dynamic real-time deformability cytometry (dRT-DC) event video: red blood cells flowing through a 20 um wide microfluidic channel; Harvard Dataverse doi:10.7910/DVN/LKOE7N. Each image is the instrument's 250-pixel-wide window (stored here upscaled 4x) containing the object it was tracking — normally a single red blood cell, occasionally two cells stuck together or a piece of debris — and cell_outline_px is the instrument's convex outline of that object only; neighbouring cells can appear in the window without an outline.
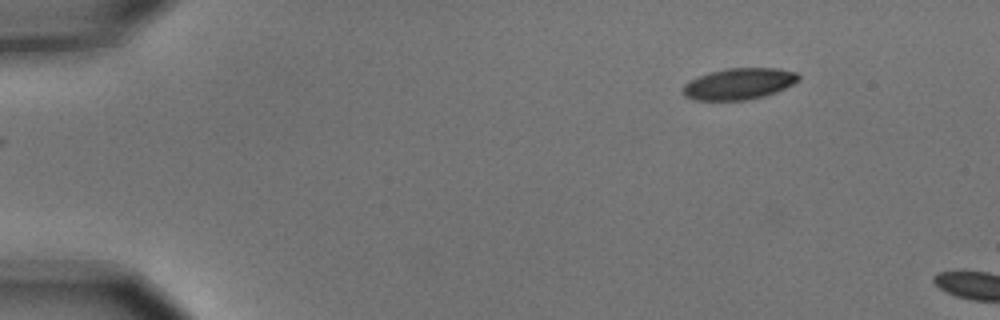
{"species": "common noctule bat (a hibernating species)", "species_latin": "Nyctalus noctula", "temperature_condition": "cold", "stored_images_in_passage": 2, "camera_frame_rate_fps": 3000, "um_per_image_px": 0.085, "animal": {"sex": "male", "body_mass_g": 15.6}, "frame": {"image": 1, "passage_image": 1, "time_ms": 0.0, "image_size_px": [1000, 320], "cell_outline_px": [[800, 80], [776, 92], [764, 96], [748, 100], [692, 100], [684, 96], [684, 84], [700, 76], [712, 72], [728, 68], [776, 68], [796, 72], [800, 76]], "centroid_in_image_um": [62.84, 7.13], "position_along_channel_um": 22.2, "area_um2": 20.92}}